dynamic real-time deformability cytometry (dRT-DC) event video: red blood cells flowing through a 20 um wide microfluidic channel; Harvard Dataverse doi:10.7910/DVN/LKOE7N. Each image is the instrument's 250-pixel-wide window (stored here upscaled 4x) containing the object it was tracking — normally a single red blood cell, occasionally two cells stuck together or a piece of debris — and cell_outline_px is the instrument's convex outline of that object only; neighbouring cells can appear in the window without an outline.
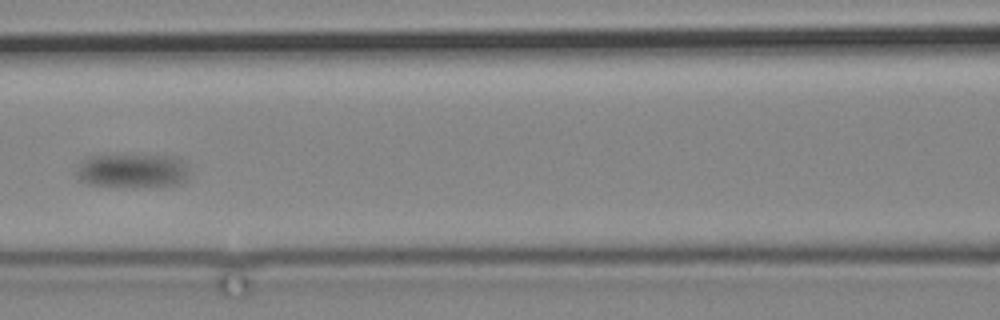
{"species": "common noctule bat (a hibernating species)", "species_latin": "Nyctalus noctula", "temperature_condition": "cold", "stored_images_in_passage": 19, "camera_frame_rate_fps": 3000, "um_per_image_px": 0.085, "animal": {"sex": "male", "body_mass_g": 19.2, "forearm_length_mm": 51.8}, "frame": {"image": 1, "passage_image": 16, "time_ms": 18.667, "image_size_px": [1000, 320], "cell_outline_px": [[188, 180], [176, 184], [88, 184], [80, 180], [76, 176], [76, 172], [84, 156], [164, 156], [180, 160], [188, 172]], "centroid_in_image_um": [11.18, 14.48], "position_along_channel_um": 155.4, "area_um2": 20.92}}
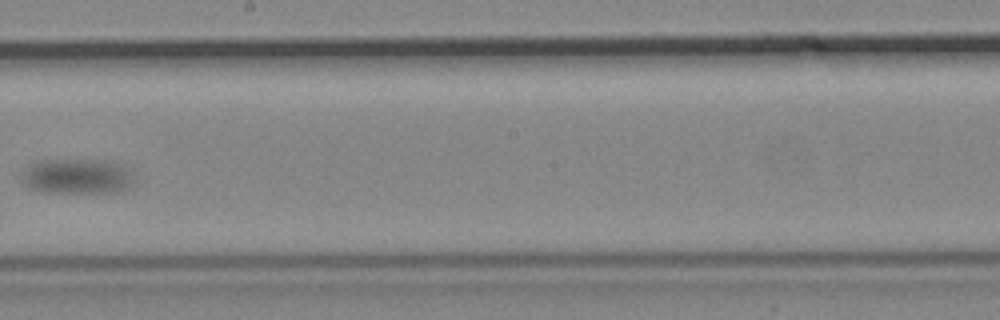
{"frame": {"image": 2, "passage_image": 19, "time_ms": 22.333, "image_size_px": [1000, 320], "cell_outline_px": [[136, 180], [128, 188], [120, 192], [44, 192], [32, 188], [24, 184], [20, 180], [24, 172], [36, 160], [104, 160], [124, 164], [132, 172]], "centroid_in_image_um": [6.64, 14.98], "position_along_channel_um": 241.6, "area_um2": 23.24}}